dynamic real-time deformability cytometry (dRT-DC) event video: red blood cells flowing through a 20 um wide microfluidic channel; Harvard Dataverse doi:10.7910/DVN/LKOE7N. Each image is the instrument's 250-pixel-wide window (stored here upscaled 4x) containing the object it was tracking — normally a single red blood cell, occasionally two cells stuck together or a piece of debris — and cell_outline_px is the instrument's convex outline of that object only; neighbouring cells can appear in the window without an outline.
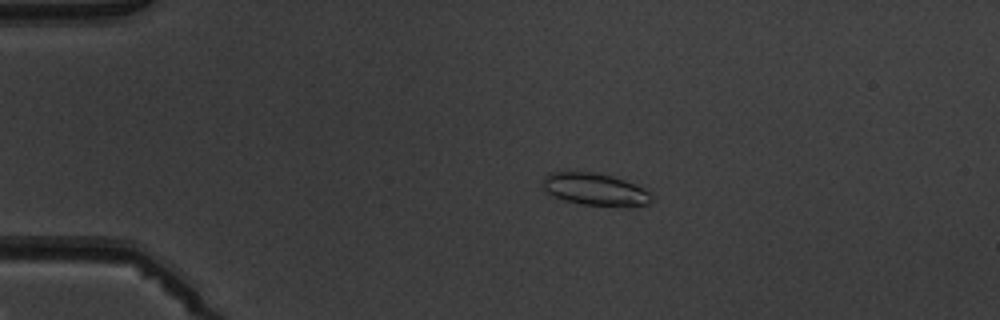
{"species": "common noctule bat (a hibernating species)", "species_latin": "Nyctalus noctula", "temperature_condition": "warm", "stored_images_in_passage": 4, "camera_frame_rate_fps": 3000, "um_per_image_px": 0.085, "animal": {"sex": "male", "body_mass_g": 19.5, "forearm_length_mm": 54.6}, "frame": {"image": 1, "passage_image": 3, "time_ms": 2.333, "image_size_px": [1000, 320], "cell_outline_px": [[652, 200], [648, 204], [624, 208], [580, 204], [564, 200], [544, 192], [540, 180], [548, 172], [596, 172], [612, 176], [624, 180], [648, 192], [652, 196]], "centroid_in_image_um": [50.52, 16.11], "position_along_channel_um": 34.5, "area_um2": 20.87}}